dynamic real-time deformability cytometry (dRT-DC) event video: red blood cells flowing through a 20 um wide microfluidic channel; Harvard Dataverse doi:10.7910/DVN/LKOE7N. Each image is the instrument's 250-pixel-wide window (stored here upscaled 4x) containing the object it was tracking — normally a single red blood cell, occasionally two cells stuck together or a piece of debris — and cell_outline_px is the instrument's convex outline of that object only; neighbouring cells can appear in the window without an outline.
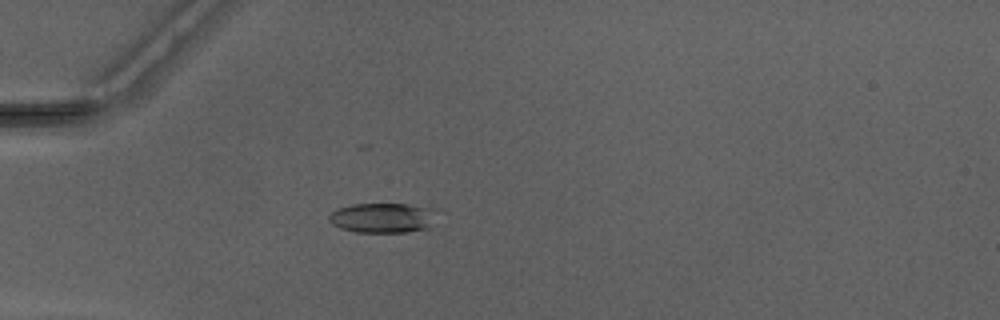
{"species": "Egyptian fruit bat (a non-hibernating species)", "species_latin": "Rousettus aegyptiacus", "temperature_condition": "warm", "stored_images_in_passage": 50, "camera_frame_rate_fps": 3000, "um_per_image_px": 0.085, "animal": {"sex": "male"}, "frame": {"image": 1, "passage_image": 15, "time_ms": 4.667, "image_size_px": [1000, 320], "cell_outline_px": [[440, 208], [428, 228], [408, 232], [356, 232], [340, 228], [332, 224], [328, 220], [328, 216], [336, 208], [352, 204], [408, 204]], "centroid_in_image_um": [32.56, 18.5], "position_along_channel_um": 52.4, "area_um2": 19.13}}
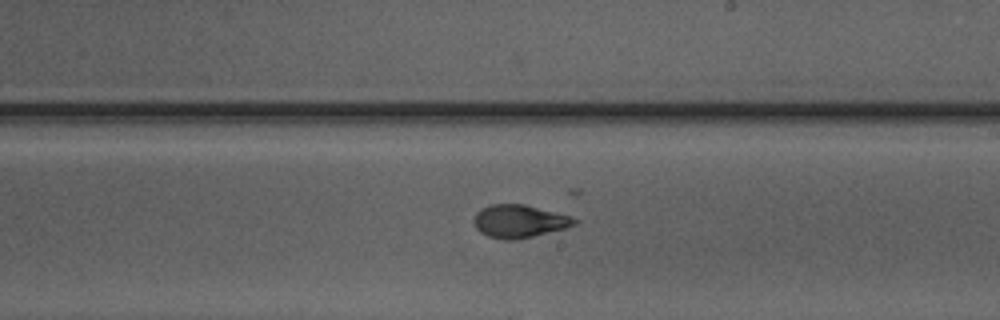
{"frame": {"image": 2, "passage_image": 30, "time_ms": 9.667, "image_size_px": [1000, 320], "cell_outline_px": [[580, 220], [576, 224], [564, 228], [516, 240], [504, 240], [488, 236], [480, 232], [476, 228], [476, 212], [480, 208], [488, 204], [524, 204], [568, 216]], "centroid_in_image_um": [44.11, 18.8], "position_along_channel_um": 244.9, "area_um2": 18.96}}
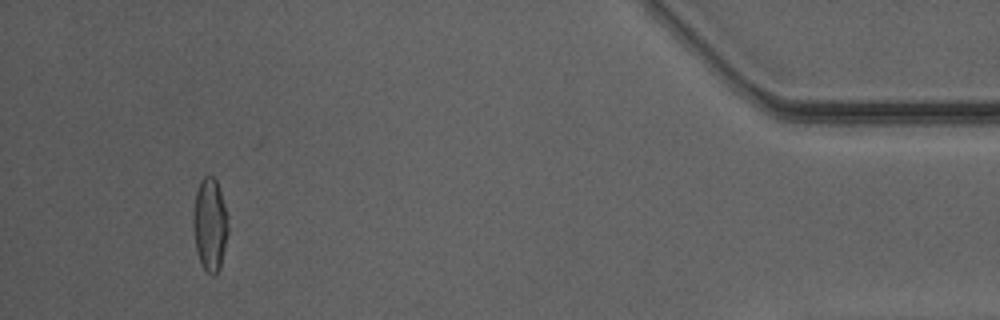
{"frame": {"image": 3, "passage_image": 47, "time_ms": 15.333, "image_size_px": [1000, 320], "cell_outline_px": [[228, 232], [220, 268], [212, 276], [200, 264], [196, 248], [192, 220], [196, 192], [200, 180], [204, 176], [212, 176], [216, 180], [228, 216]], "centroid_in_image_um": [17.84, 19.09], "position_along_channel_um": 417.4, "area_um2": 18.79}}